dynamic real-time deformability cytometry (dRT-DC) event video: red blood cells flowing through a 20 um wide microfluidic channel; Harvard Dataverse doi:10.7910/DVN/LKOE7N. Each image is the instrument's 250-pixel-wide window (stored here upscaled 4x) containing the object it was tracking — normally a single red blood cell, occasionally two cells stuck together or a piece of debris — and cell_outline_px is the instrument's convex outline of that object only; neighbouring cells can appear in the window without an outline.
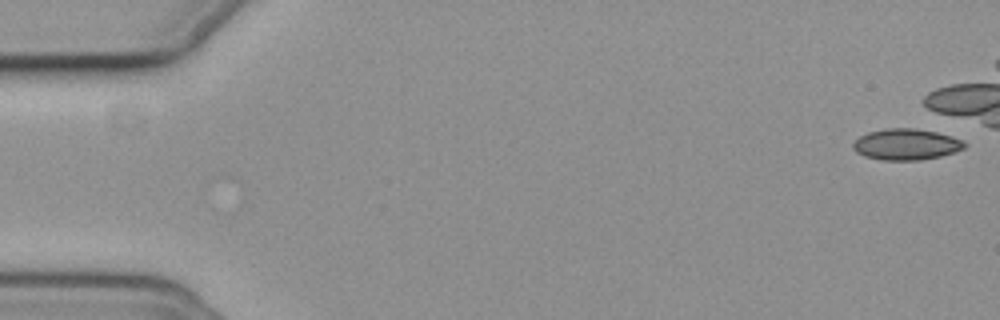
{"species": "common noctule bat (a hibernating species)", "species_latin": "Nyctalus noctula", "temperature_condition": "cold", "stored_images_in_passage": 3, "camera_frame_rate_fps": 3000, "um_per_image_px": 0.085, "animal": {"sex": "female", "body_mass_g": 19.3, "forearm_length_mm": 54.1}, "frame": {"image": 1, "passage_image": 1, "time_ms": 0.0, "image_size_px": [1000, 320], "cell_outline_px": [[968, 144], [964, 148], [956, 152], [940, 156], [920, 160], [880, 160], [864, 156], [856, 152], [852, 148], [852, 144], [860, 136], [868, 132], [884, 128], [916, 128], [936, 132], [952, 136], [964, 140]], "centroid_in_image_um": [77.04, 12.27], "position_along_channel_um": 8.0, "area_um2": 20.46}}